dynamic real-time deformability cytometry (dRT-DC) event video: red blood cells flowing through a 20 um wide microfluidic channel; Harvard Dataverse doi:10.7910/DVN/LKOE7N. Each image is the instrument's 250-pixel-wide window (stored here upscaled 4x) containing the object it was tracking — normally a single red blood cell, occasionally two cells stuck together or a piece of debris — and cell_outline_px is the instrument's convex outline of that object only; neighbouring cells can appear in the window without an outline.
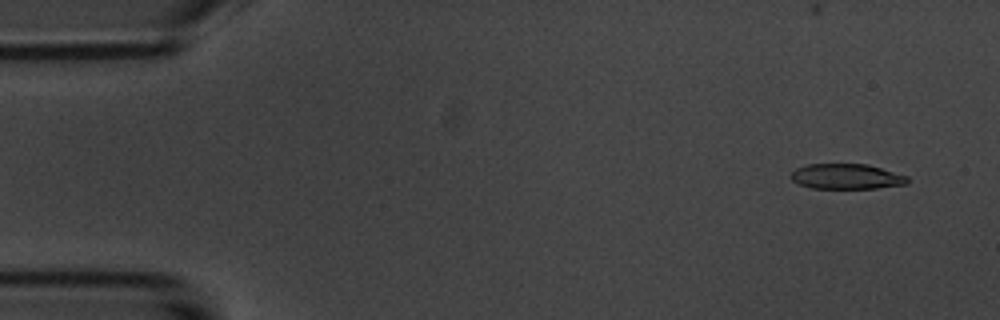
{"species": "common noctule bat (a hibernating species)", "species_latin": "Nyctalus noctula", "temperature_condition": "room temperature", "stored_images_in_passage": 5, "camera_frame_rate_fps": 3000, "um_per_image_px": 0.085, "animal": {"sex": "male", "body_mass_g": 20.1, "forearm_length_mm": 53.5}, "frame": {"image": 1, "passage_image": 1, "time_ms": 0.0, "image_size_px": [1000, 320], "cell_outline_px": [[908, 184], [876, 188], [812, 188], [800, 184], [792, 180], [792, 172], [796, 168], [808, 164], [868, 164], [908, 176]], "centroid_in_image_um": [71.98, 15.0], "position_along_channel_um": 13.0, "area_um2": 17.05}}
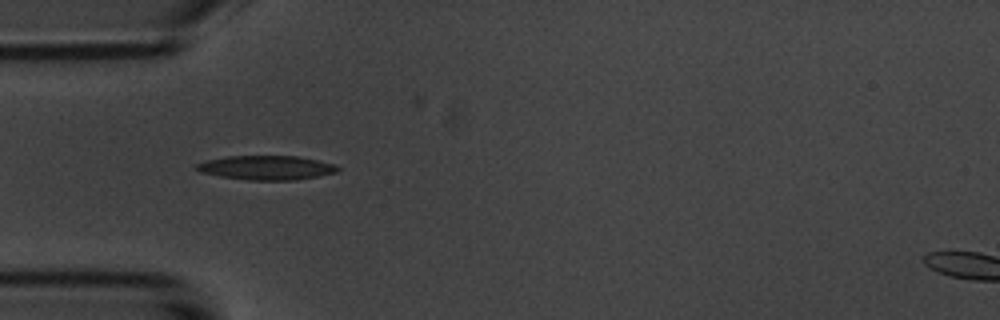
{"frame": {"image": 2, "passage_image": 4, "time_ms": 4.333, "image_size_px": [1000, 320], "cell_outline_px": [[340, 168], [336, 172], [320, 176], [296, 180], [248, 180], [220, 176], [200, 172], [196, 168], [196, 164], [208, 160], [224, 156], [296, 156], [316, 160], [332, 164]], "centroid_in_image_um": [22.63, 14.26], "position_along_channel_um": 62.4, "area_um2": 19.77}}